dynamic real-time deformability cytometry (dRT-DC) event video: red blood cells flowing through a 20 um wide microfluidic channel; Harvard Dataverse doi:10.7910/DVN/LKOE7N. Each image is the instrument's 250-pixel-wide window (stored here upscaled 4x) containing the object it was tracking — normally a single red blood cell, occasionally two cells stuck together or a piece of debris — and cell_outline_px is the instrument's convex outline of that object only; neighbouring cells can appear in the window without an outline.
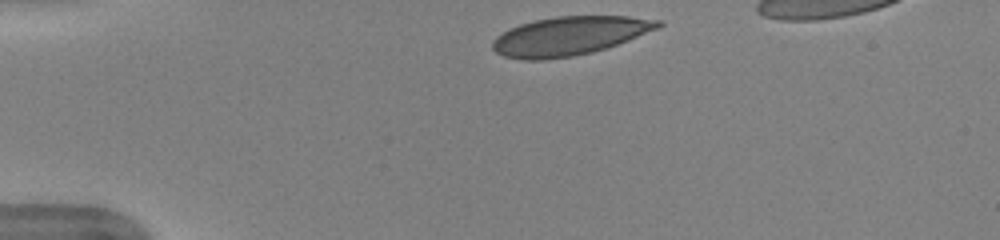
{"species": "human", "species_latin": "Homo sapiens", "temperature_condition": "warm", "stored_images_in_passage": 38, "camera_frame_rate_fps": 3000, "um_per_image_px": 0.085, "donor": {"sex": "female"}, "frame": {"image": 1, "passage_image": 1, "time_ms": 0.0, "image_size_px": [1000, 240], "cell_outline_px": [[664, 24], [660, 28], [628, 40], [592, 52], [572, 56], [544, 60], [520, 60], [504, 56], [496, 52], [492, 48], [492, 40], [496, 36], [520, 24], [536, 20], [556, 16], [628, 16], [660, 20]], "centroid_in_image_um": [48.4, 3.05], "position_along_channel_um": 36.6, "area_um2": 37.22}}
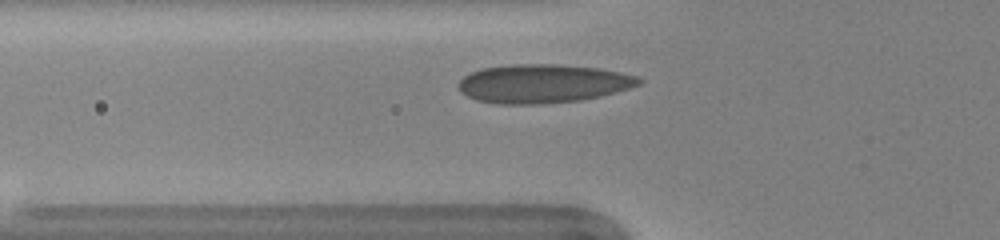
{"frame": {"image": 2, "passage_image": 8, "time_ms": 2.333, "image_size_px": [1000, 240], "cell_outline_px": [[644, 80], [640, 84], [616, 92], [600, 96], [580, 100], [540, 104], [496, 104], [476, 100], [460, 92], [460, 80], [464, 76], [480, 68], [508, 64], [560, 64], [600, 68], [620, 72], [636, 76]], "centroid_in_image_um": [46.14, 7.1], "position_along_channel_um": 79.7, "area_um2": 40.81}}
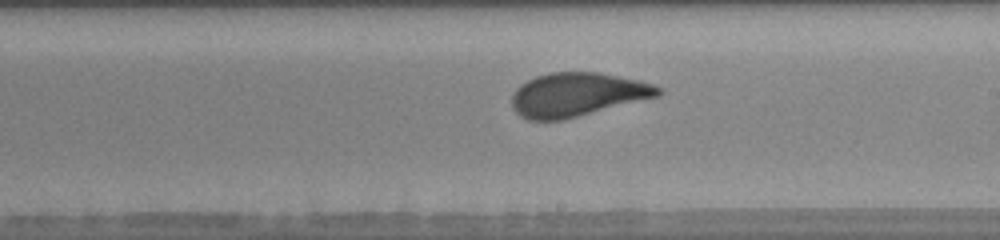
{"frame": {"image": 3, "passage_image": 20, "time_ms": 6.333, "image_size_px": [1000, 240], "cell_outline_px": [[664, 92], [660, 96], [564, 120], [528, 120], [520, 116], [512, 108], [512, 92], [520, 84], [536, 76], [552, 72], [600, 72], [640, 80], [664, 88]], "centroid_in_image_um": [49.09, 8.04], "position_along_channel_um": 239.9, "area_um2": 37.74}}